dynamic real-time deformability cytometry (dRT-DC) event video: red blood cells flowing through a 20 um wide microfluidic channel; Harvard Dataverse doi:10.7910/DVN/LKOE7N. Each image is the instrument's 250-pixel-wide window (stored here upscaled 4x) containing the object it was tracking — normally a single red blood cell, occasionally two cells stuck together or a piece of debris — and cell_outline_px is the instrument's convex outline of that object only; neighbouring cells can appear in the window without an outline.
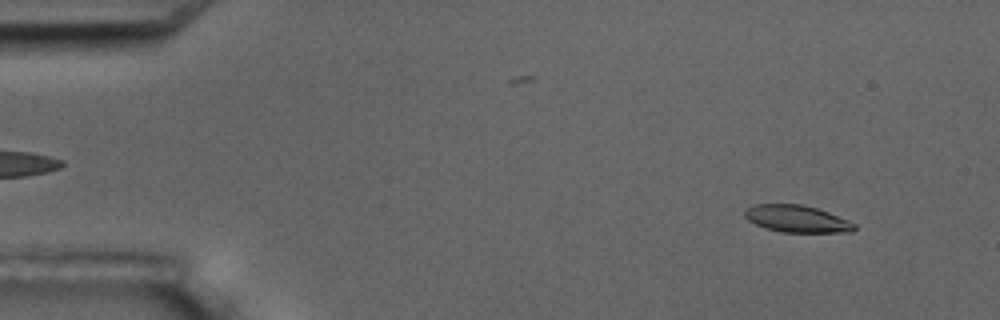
{"species": "common noctule bat (a hibernating species)", "species_latin": "Nyctalus noctula", "temperature_condition": "room temperature", "stored_images_in_passage": 5, "segment_of_instrument_passage": [2, 2], "camera_frame_rate_fps": 3000, "um_per_image_px": 0.085, "animal": {"sex": "male", "body_mass_g": 17.5, "forearm_length_mm": 52.3}, "frame": {"image": 1, "passage_image": 5, "time_ms": 5.667, "image_size_px": [1000, 320], "cell_outline_px": [[856, 228], [852, 232], [780, 232], [764, 228], [748, 220], [744, 216], [744, 212], [748, 208], [756, 204], [800, 204], [816, 208], [828, 212], [848, 220], [856, 224]], "centroid_in_image_um": [67.74, 18.6], "position_along_channel_um": 17.3, "area_um2": 17.22}}